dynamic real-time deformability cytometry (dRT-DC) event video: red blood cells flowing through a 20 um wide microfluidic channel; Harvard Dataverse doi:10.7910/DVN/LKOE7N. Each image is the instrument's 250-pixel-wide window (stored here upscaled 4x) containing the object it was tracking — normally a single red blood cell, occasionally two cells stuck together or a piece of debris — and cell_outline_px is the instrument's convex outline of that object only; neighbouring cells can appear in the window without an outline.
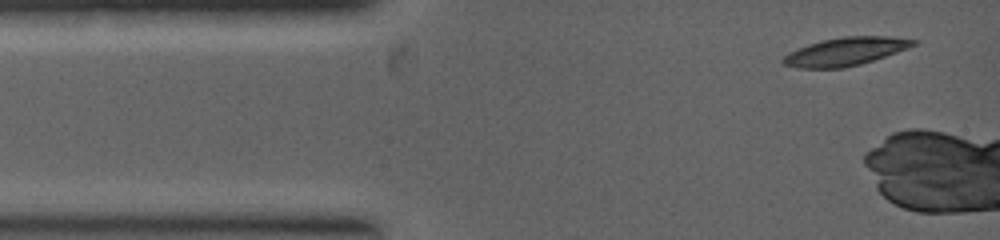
{"species": "common noctule bat (a hibernating species)", "species_latin": "Nyctalus noctula", "temperature_condition": "warm", "stored_images_in_passage": 4, "camera_frame_rate_fps": 5000, "um_per_image_px": 0.085, "animal": {"sex": "female", "body_mass_g": 19.0, "forearm_length_mm": 53.3}, "frame": {"image": 1, "passage_image": 1, "time_ms": 0.0, "image_size_px": [1000, 240], "cell_outline_px": [[916, 44], [908, 48], [860, 64], [844, 68], [796, 68], [784, 64], [780, 60], [788, 52], [808, 44], [820, 40], [844, 36], [888, 36], [916, 40]], "centroid_in_image_um": [71.8, 4.38], "position_along_channel_um": 13.2, "area_um2": 21.27}}